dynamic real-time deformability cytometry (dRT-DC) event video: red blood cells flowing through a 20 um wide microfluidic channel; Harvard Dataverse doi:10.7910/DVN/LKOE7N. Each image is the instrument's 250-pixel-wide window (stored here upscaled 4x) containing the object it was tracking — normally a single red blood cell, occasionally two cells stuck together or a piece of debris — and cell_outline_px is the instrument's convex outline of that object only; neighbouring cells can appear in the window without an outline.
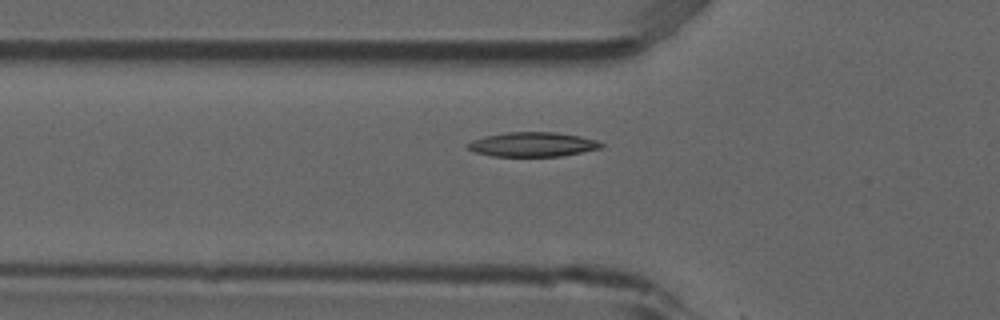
{"species": "common noctule bat (a hibernating species)", "species_latin": "Nyctalus noctula", "temperature_condition": "room temperature", "stored_images_in_passage": 39, "camera_frame_rate_fps": 3000, "um_per_image_px": 0.085, "animal": {"sex": "male", "forearm_length_mm": 52.5}, "frame": {"image": 1, "passage_image": 6, "time_ms": 1.667, "image_size_px": [1000, 320], "cell_outline_px": [[604, 144], [600, 148], [560, 156], [492, 156], [476, 152], [468, 148], [464, 144], [472, 140], [484, 136], [508, 132], [556, 132], [580, 136], [596, 140]], "centroid_in_image_um": [45.24, 12.27], "position_along_channel_um": 80.6, "area_um2": 18.9}}
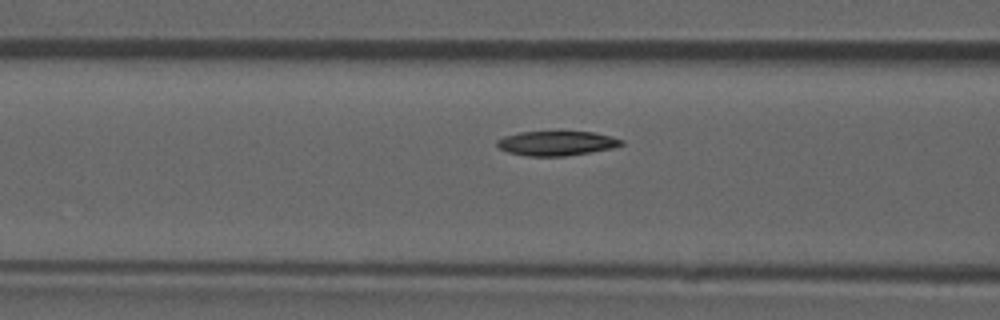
{"frame": {"image": 2, "passage_image": 9, "time_ms": 2.667, "image_size_px": [1000, 320], "cell_outline_px": [[624, 144], [612, 148], [564, 156], [524, 156], [508, 152], [500, 148], [496, 144], [496, 140], [504, 136], [520, 132], [592, 132], [612, 136], [624, 140]], "centroid_in_image_um": [47.3, 12.18], "position_along_channel_um": 119.3, "area_um2": 17.69}}
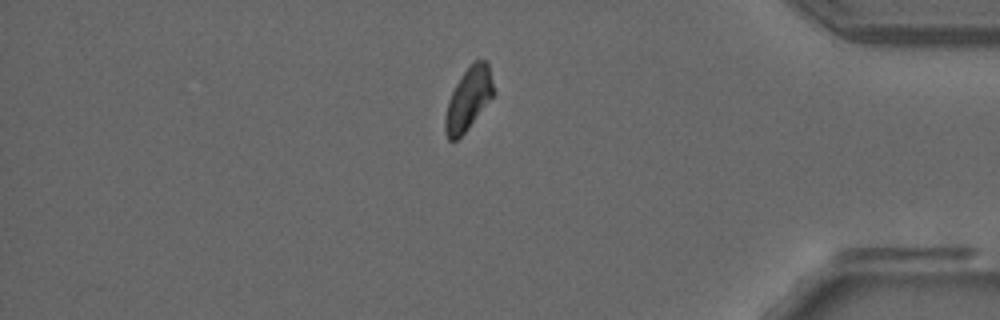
{"frame": {"image": 3, "passage_image": 33, "time_ms": 10.667, "image_size_px": [1000, 320], "cell_outline_px": [[496, 92], [468, 128], [456, 140], [448, 140], [444, 132], [444, 120], [448, 100], [456, 84], [472, 60], [488, 60]], "centroid_in_image_um": [39.83, 8.37], "position_along_channel_um": 395.4, "area_um2": 17.74}}